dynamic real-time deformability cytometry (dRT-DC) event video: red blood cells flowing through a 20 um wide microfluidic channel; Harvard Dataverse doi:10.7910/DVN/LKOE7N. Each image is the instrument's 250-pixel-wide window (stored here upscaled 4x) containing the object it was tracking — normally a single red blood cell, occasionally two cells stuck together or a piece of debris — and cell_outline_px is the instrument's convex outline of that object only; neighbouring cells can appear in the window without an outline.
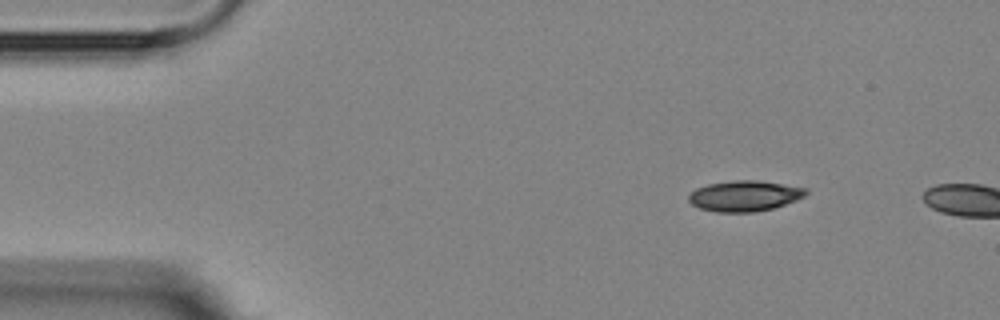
{"species": "Egyptian fruit bat (a non-hibernating species)", "species_latin": "Rousettus aegyptiacus", "temperature_condition": "room temperature", "stored_images_in_passage": 2, "camera_frame_rate_fps": 3000, "um_per_image_px": 0.085, "animal": {"sex": "female"}, "frame": {"image": 1, "passage_image": 1, "time_ms": 0.0, "image_size_px": [1000, 320], "cell_outline_px": [[808, 192], [804, 196], [796, 200], [772, 208], [756, 212], [716, 212], [700, 208], [692, 204], [688, 200], [688, 196], [696, 188], [708, 184], [732, 180], [756, 180], [808, 188]], "centroid_in_image_um": [63.28, 16.65], "position_along_channel_um": 21.7, "area_um2": 20.87}}